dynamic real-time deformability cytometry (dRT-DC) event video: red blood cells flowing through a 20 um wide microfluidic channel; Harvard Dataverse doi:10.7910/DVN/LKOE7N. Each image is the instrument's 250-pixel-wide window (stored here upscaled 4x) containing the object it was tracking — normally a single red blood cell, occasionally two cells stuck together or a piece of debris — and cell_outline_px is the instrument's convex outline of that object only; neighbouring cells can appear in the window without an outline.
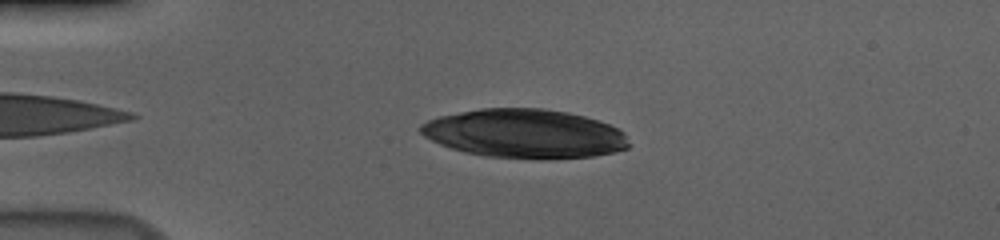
{"species": "human", "species_latin": "Homo sapiens", "temperature_condition": "cold", "stored_images_in_passage": 42, "camera_frame_rate_fps": 3000, "um_per_image_px": 0.085, "donor": {"sex": "male"}, "frame": {"image": 1, "passage_image": 5, "time_ms": 1.333, "image_size_px": [1000, 240], "cell_outline_px": [[628, 148], [596, 156], [540, 160], [536, 160], [484, 156], [464, 152], [440, 144], [424, 136], [420, 132], [420, 124], [428, 120], [440, 116], [480, 108], [544, 108], [568, 112], [584, 116], [608, 124], [624, 132], [628, 144]], "centroid_in_image_um": [44.58, 11.37], "position_along_channel_um": 40.4, "area_um2": 59.59}}